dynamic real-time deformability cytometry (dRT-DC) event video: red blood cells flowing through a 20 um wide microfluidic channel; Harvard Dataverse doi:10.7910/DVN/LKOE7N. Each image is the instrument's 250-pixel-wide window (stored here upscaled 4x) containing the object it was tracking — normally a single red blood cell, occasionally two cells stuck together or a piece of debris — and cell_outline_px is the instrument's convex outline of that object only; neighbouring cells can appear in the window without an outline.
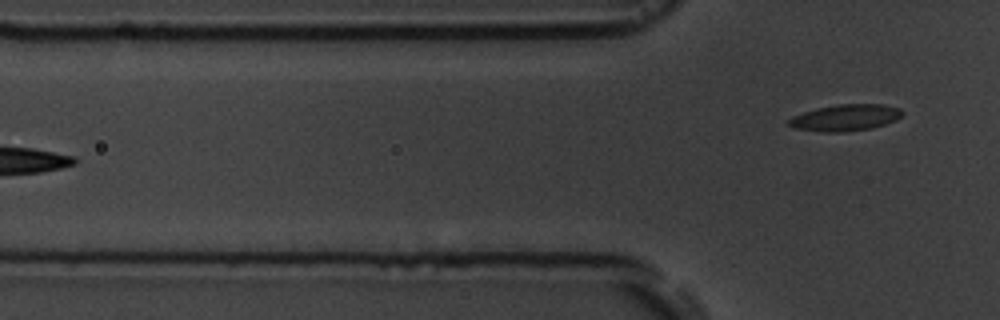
{"species": "common noctule bat (a hibernating species)", "species_latin": "Nyctalus noctula", "temperature_condition": "room temperature", "stored_images_in_passage": 4, "camera_frame_rate_fps": 3000, "um_per_image_px": 0.085, "animal": {"sex": "male", "body_mass_g": 19.5, "forearm_length_mm": 54.6}, "frame": {"image": 1, "passage_image": 4, "time_ms": 4.333, "image_size_px": [1000, 320], "cell_outline_px": [[904, 112], [896, 120], [872, 128], [844, 132], [824, 132], [792, 128], [788, 124], [788, 120], [792, 116], [816, 108], [836, 104], [884, 104], [900, 108]], "centroid_in_image_um": [71.85, 10.0], "position_along_channel_um": 54.0, "area_um2": 17.63}}